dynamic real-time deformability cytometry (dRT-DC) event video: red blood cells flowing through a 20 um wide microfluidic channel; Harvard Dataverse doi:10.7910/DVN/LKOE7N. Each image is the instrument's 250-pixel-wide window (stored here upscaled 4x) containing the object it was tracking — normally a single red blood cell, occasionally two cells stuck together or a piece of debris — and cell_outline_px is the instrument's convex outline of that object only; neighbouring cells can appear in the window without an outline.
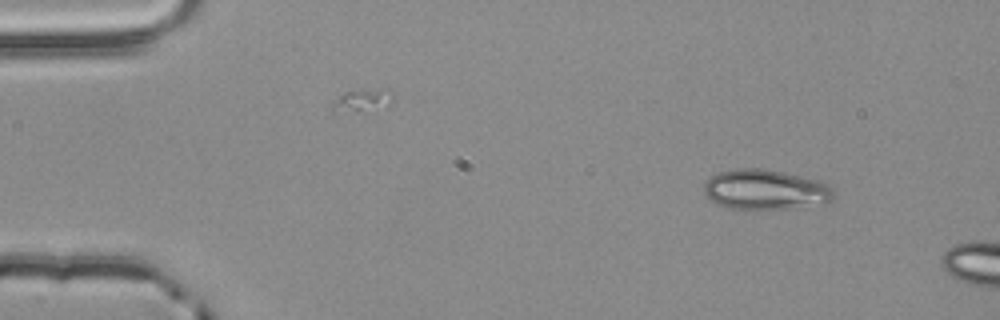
{"species": "common noctule bat (a hibernating species)", "species_latin": "Nyctalus noctula", "temperature_condition": "room temperature", "stored_images_in_passage": 2, "camera_frame_rate_fps": 3000, "um_per_image_px": 0.085, "animal": {"sex": "male", "body_mass_g": 20.4}, "frame": {"image": 1, "passage_image": 1, "time_ms": 0.0, "image_size_px": [1000, 320], "cell_outline_px": [[832, 200], [824, 204], [788, 208], [728, 208], [716, 204], [704, 192], [704, 184], [712, 176], [720, 172], [732, 168], [760, 168], [784, 172], [820, 180], [828, 184], [832, 188]], "centroid_in_image_um": [65.07, 16.1], "position_along_channel_um": 19.9, "area_um2": 30.11}}